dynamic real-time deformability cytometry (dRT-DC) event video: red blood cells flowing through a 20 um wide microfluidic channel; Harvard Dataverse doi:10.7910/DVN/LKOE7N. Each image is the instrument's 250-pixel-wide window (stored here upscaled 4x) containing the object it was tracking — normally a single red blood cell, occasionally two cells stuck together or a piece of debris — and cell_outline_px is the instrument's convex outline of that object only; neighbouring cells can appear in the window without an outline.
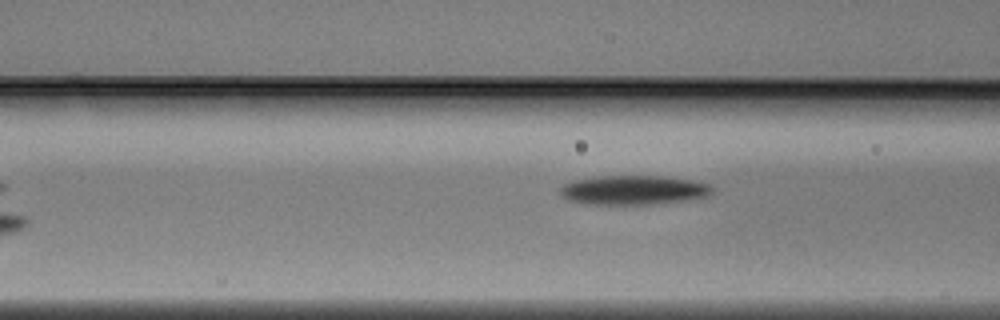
{"species": "Egyptian fruit bat (a non-hibernating species)", "species_latin": "Rousettus aegyptiacus", "temperature_condition": "warm", "stored_images_in_passage": 5, "camera_frame_rate_fps": 3000, "um_per_image_px": 0.085, "animal": {"sex": "male"}, "frame": {"image": 1, "passage_image": 5, "time_ms": 1.333, "image_size_px": [1000, 320], "cell_outline_px": [[712, 192], [708, 196], [684, 200], [652, 204], [584, 204], [568, 200], [560, 192], [560, 188], [564, 184], [572, 180], [592, 176], [664, 176], [692, 180], [712, 184]], "centroid_in_image_um": [53.83, 16.14], "position_along_channel_um": 112.8, "area_um2": 26.07}}